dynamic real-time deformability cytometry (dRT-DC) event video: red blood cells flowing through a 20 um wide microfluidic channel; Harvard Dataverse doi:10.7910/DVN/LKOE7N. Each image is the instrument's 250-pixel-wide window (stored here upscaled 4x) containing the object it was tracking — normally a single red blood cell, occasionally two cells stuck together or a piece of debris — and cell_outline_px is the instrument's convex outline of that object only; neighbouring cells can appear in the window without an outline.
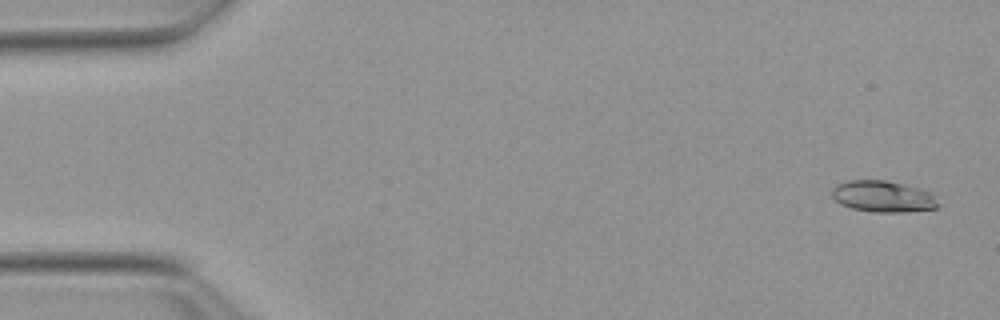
{"species": "Egyptian fruit bat (a non-hibernating species)", "species_latin": "Rousettus aegyptiacus", "temperature_condition": "warm", "stored_images_in_passage": 52, "camera_frame_rate_fps": 3000, "um_per_image_px": 0.085, "animal": {"sex": "female"}, "frame": {"image": 1, "passage_image": 2, "time_ms": 0.333, "image_size_px": [1000, 320], "cell_outline_px": [[940, 204], [936, 208], [904, 212], [872, 212], [852, 208], [840, 204], [832, 196], [832, 188], [836, 184], [848, 180], [884, 180], [916, 188], [928, 192]], "centroid_in_image_um": [74.99, 16.71], "position_along_channel_um": 10.0, "area_um2": 19.13}}
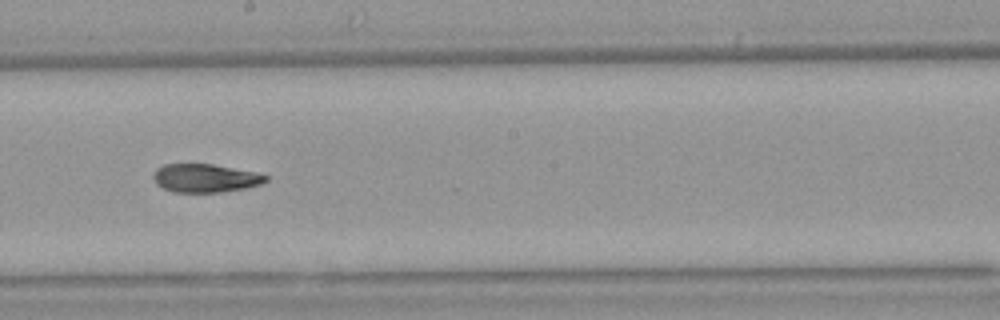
{"frame": {"image": 2, "passage_image": 29, "time_ms": 9.333, "image_size_px": [1000, 320], "cell_outline_px": [[268, 180], [260, 184], [244, 188], [220, 192], [172, 192], [156, 184], [152, 176], [152, 172], [156, 168], [164, 164], [212, 164], [256, 172], [268, 176]], "centroid_in_image_um": [17.4, 15.13], "position_along_channel_um": 230.8, "area_um2": 18.61}}
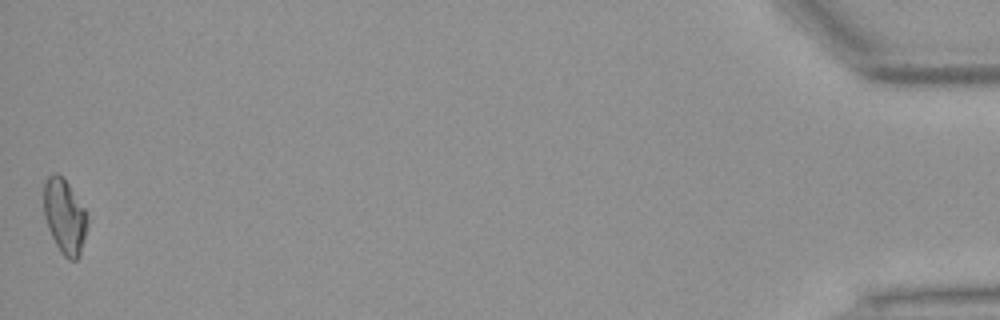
{"frame": {"image": 3, "passage_image": 52, "time_ms": 17.0, "image_size_px": [1000, 320], "cell_outline_px": [[88, 224], [80, 256], [76, 260], [68, 260], [60, 252], [48, 228], [44, 216], [44, 184], [48, 176], [52, 172], [56, 172], [68, 184], [84, 208], [88, 216]], "centroid_in_image_um": [5.5, 18.42], "position_along_channel_um": 429.7, "area_um2": 18.96}, "authors_computed_cell_mechanics": {"area_um2": 19.1607, "velocity_mm_per_s": 3.8836, "shape_relaxation_time_tau1_ms": 6.0592, "shape_relaxation_time_tau2_ms": 3.4566, "deformation_change_tau1": 0.195, "deformation_change_tau2": 0.1102}}